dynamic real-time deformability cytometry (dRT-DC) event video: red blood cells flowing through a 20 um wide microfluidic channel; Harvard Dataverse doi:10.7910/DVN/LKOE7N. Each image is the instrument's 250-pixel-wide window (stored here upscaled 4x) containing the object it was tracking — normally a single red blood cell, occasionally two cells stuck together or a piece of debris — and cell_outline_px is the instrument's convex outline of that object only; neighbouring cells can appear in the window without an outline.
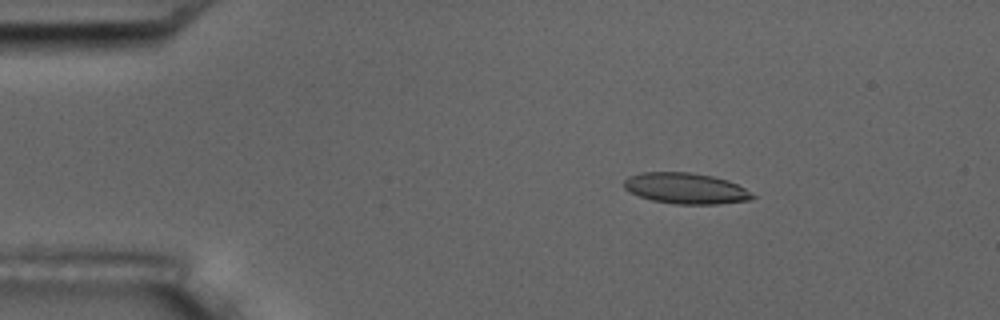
{"species": "common noctule bat (a hibernating species)", "species_latin": "Nyctalus noctula", "temperature_condition": "room temperature", "stored_images_in_passage": 4, "camera_frame_rate_fps": 3000, "um_per_image_px": 0.085, "animal": {"sex": "male", "body_mass_g": 17.5, "forearm_length_mm": 52.3}, "frame": {"image": 1, "passage_image": 2, "time_ms": 1.333, "image_size_px": [1000, 320], "cell_outline_px": [[756, 196], [752, 200], [716, 204], [676, 204], [652, 200], [640, 196], [624, 188], [624, 180], [628, 176], [640, 172], [688, 172], [712, 176], [728, 180], [744, 188]], "centroid_in_image_um": [58.29, 16.01], "position_along_channel_um": 26.7, "area_um2": 23.06}}